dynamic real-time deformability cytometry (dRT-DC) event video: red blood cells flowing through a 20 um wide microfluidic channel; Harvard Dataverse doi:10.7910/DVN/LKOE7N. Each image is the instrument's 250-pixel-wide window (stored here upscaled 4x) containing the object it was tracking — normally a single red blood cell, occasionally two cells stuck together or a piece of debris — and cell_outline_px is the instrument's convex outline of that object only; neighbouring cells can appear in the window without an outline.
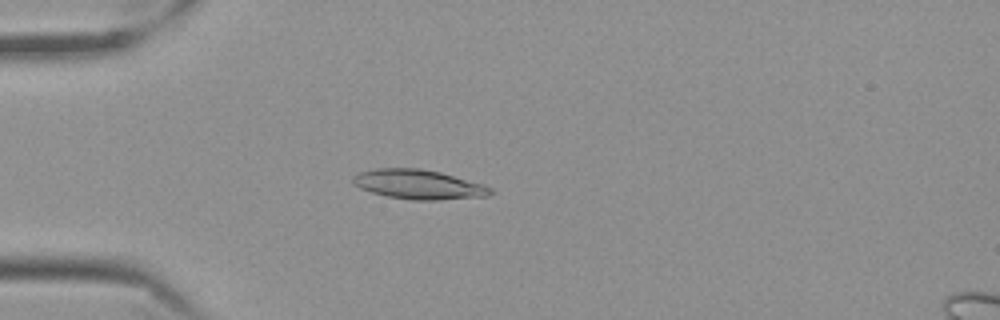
{"species": "Egyptian fruit bat (a non-hibernating species)", "species_latin": "Rousettus aegyptiacus", "temperature_condition": "cold", "stored_images_in_passage": 27, "camera_frame_rate_fps": 3000, "um_per_image_px": 0.085, "frame": {"image": 1, "passage_image": 3, "time_ms": 0.667, "image_size_px": [1000, 320], "cell_outline_px": [[492, 192], [488, 196], [440, 200], [412, 200], [388, 196], [372, 192], [360, 188], [352, 180], [352, 176], [360, 172], [376, 168], [420, 168], [440, 172], [484, 184], [492, 188]], "centroid_in_image_um": [35.6, 15.67], "position_along_channel_um": 49.4, "area_um2": 23.58}}
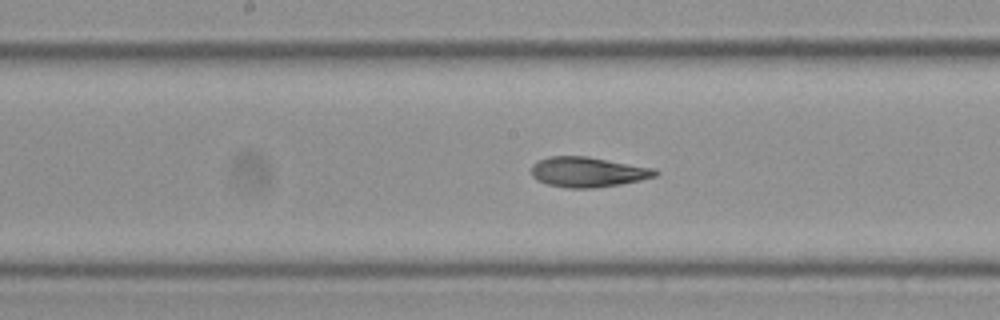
{"frame": {"image": 2, "passage_image": 17, "time_ms": 5.333, "image_size_px": [1000, 320], "cell_outline_px": [[660, 172], [656, 176], [640, 180], [620, 184], [592, 188], [568, 188], [548, 184], [536, 180], [532, 176], [532, 164], [548, 156], [588, 156], [656, 168]], "centroid_in_image_um": [49.99, 14.61], "position_along_channel_um": 198.2, "area_um2": 21.85}}
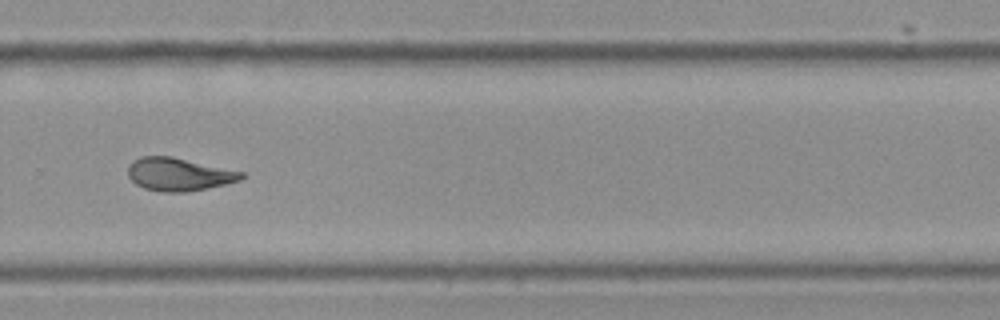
{"frame": {"image": 3, "passage_image": 27, "time_ms": 8.667, "image_size_px": [1000, 320], "cell_outline_px": [[244, 176], [240, 180], [208, 188], [184, 192], [164, 192], [144, 188], [136, 184], [128, 176], [128, 164], [140, 156], [172, 156], [244, 172]], "centroid_in_image_um": [15.18, 14.81], "position_along_channel_um": 314.6, "area_um2": 21.73}}